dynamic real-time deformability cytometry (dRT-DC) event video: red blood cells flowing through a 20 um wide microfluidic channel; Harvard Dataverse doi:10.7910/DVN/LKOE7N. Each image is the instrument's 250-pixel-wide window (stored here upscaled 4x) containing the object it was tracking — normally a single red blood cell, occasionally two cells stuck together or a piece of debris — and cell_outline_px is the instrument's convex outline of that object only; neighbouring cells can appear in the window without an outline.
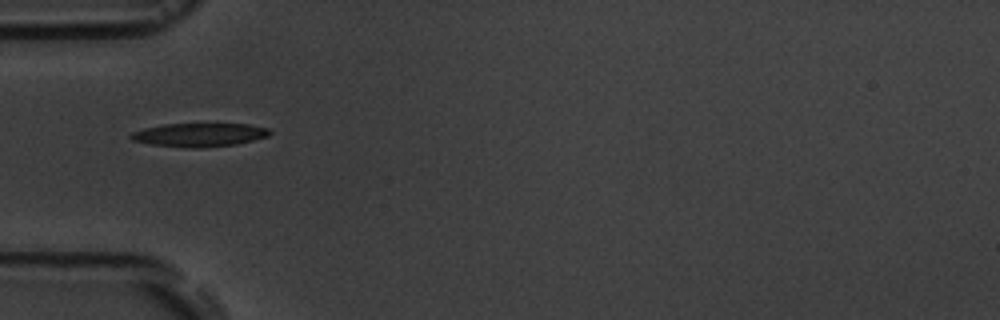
{"species": "common noctule bat (a hibernating species)", "species_latin": "Nyctalus noctula", "temperature_condition": "room temperature", "stored_images_in_passage": 3, "camera_frame_rate_fps": 3000, "um_per_image_px": 0.085, "animal": {"sex": "male", "body_mass_g": 19.5, "forearm_length_mm": 54.6}, "frame": {"image": 1, "passage_image": 1, "time_ms": 0.0, "image_size_px": [1000, 320], "cell_outline_px": [[272, 132], [268, 136], [236, 144], [200, 148], [188, 148], [148, 144], [132, 140], [128, 136], [132, 132], [144, 128], [164, 124], [248, 124], [268, 128]], "centroid_in_image_um": [16.91, 11.46], "position_along_channel_um": 68.1, "area_um2": 19.07}}
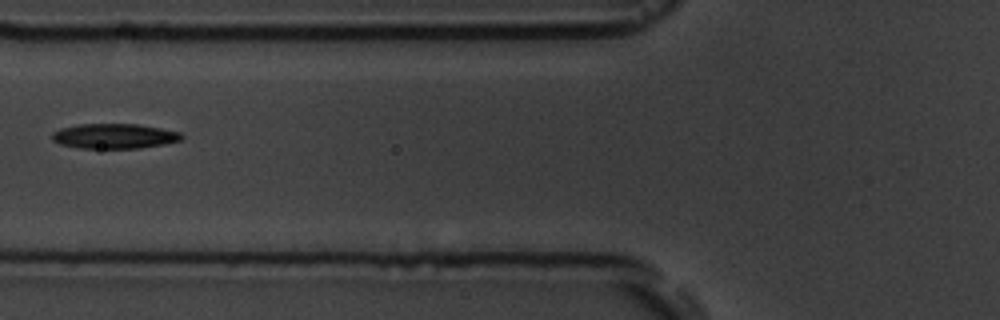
{"frame": {"image": 2, "passage_image": 2, "time_ms": 1.333, "image_size_px": [1000, 320], "cell_outline_px": [[184, 136], [180, 140], [164, 144], [140, 148], [80, 148], [60, 144], [52, 140], [52, 132], [60, 128], [80, 124], [136, 124], [160, 128], [180, 132]], "centroid_in_image_um": [9.7, 11.57], "position_along_channel_um": 116.1, "area_um2": 18.79}}
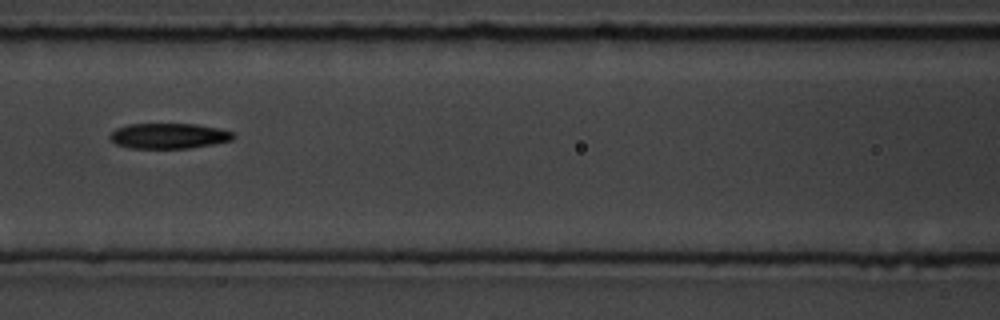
{"frame": {"image": 3, "passage_image": 3, "time_ms": 2.333, "image_size_px": [1000, 320], "cell_outline_px": [[236, 136], [232, 140], [212, 144], [188, 148], [128, 148], [116, 144], [108, 136], [116, 128], [128, 124], [196, 124], [220, 128], [232, 132]], "centroid_in_image_um": [14.34, 11.55], "position_along_channel_um": 152.3, "area_um2": 18.26}}